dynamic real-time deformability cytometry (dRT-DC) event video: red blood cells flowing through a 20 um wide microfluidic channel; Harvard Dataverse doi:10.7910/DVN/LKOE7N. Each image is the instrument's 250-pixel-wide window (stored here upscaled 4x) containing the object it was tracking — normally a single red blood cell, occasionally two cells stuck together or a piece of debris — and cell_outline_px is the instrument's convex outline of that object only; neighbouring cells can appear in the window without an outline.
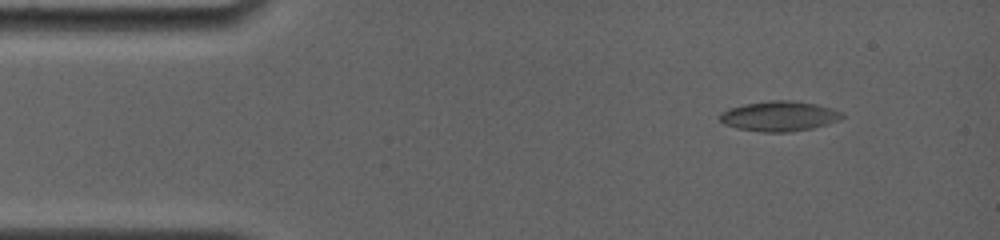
{"species": "common noctule bat (a hibernating species)", "species_latin": "Nyctalus noctula", "temperature_condition": "room temperature", "stored_images_in_passage": 7, "camera_frame_rate_fps": 4000, "um_per_image_px": 0.085, "animal": {"sex": "female", "body_mass_g": 19.0, "forearm_length_mm": 56.7}, "frame": {"image": 1, "passage_image": 2, "time_ms": 1.25, "image_size_px": [1000, 240], "cell_outline_px": [[844, 116], [828, 124], [812, 128], [788, 132], [760, 132], [736, 128], [724, 124], [716, 116], [720, 112], [728, 108], [744, 104], [768, 100], [792, 100], [816, 104], [832, 108], [844, 112]], "centroid_in_image_um": [66.19, 9.87], "position_along_channel_um": 18.8, "area_um2": 21.68}}
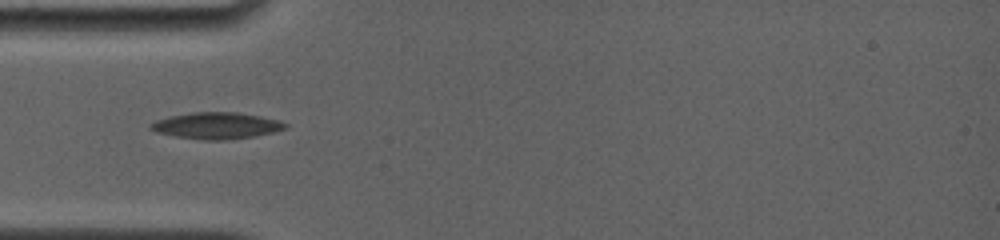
{"frame": {"image": 2, "passage_image": 5, "time_ms": 4.5, "image_size_px": [1000, 240], "cell_outline_px": [[288, 128], [272, 132], [252, 136], [224, 140], [204, 140], [176, 136], [156, 132], [148, 128], [148, 124], [156, 120], [168, 116], [192, 112], [236, 112], [260, 116], [280, 120], [288, 124]], "centroid_in_image_um": [18.38, 10.67], "position_along_channel_um": 66.6, "area_um2": 20.81}}
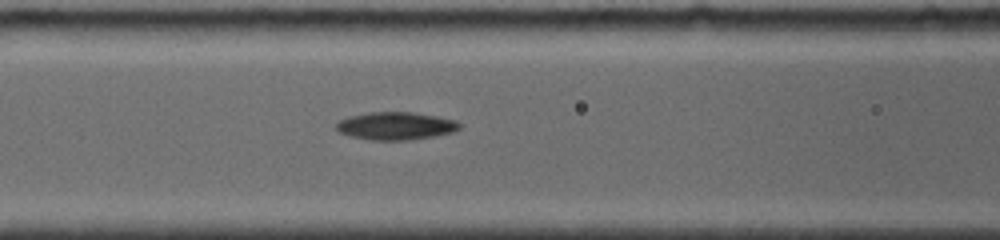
{"frame": {"image": 3, "passage_image": 7, "time_ms": 6.25, "image_size_px": [1000, 240], "cell_outline_px": [[460, 128], [452, 132], [436, 136], [408, 140], [368, 140], [348, 136], [340, 132], [336, 128], [336, 124], [340, 120], [348, 116], [372, 112], [412, 112], [436, 116], [456, 120], [460, 124]], "centroid_in_image_um": [33.62, 10.71], "position_along_channel_um": 133.0, "area_um2": 20.0}}